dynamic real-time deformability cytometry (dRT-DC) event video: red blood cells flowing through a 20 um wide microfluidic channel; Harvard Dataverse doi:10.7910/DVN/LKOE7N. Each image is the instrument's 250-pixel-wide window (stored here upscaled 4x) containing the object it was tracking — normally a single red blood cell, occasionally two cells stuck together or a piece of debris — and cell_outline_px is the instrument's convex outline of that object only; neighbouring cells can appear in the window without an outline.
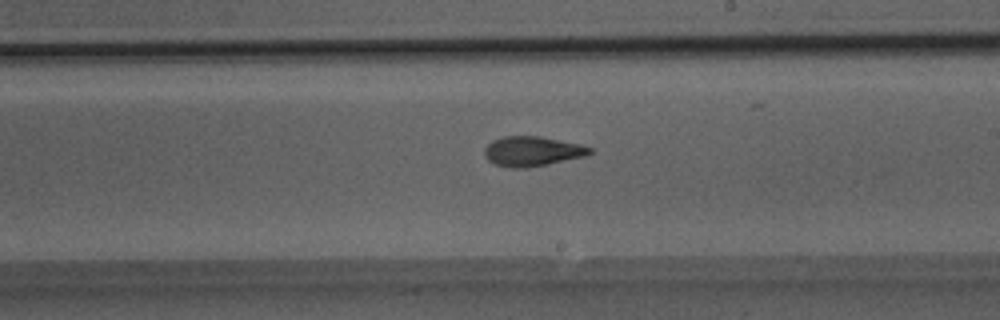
{"species": "Egyptian fruit bat (a non-hibernating species)", "species_latin": "Rousettus aegyptiacus", "temperature_condition": "room temperature", "stored_images_in_passage": 32, "camera_frame_rate_fps": 3000, "um_per_image_px": 0.085, "animal": {"sex": "male"}, "frame": {"image": 1, "passage_image": 15, "time_ms": 4.667, "image_size_px": [1000, 320], "cell_outline_px": [[592, 152], [584, 156], [548, 164], [528, 168], [512, 168], [496, 164], [488, 160], [484, 156], [484, 148], [492, 140], [504, 136], [540, 136], [580, 144], [592, 148]], "centroid_in_image_um": [45.21, 12.86], "position_along_channel_um": 243.8, "area_um2": 18.26}}
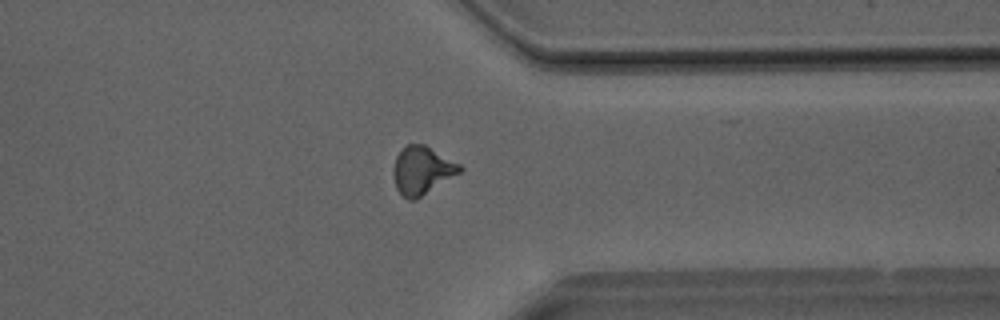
{"frame": {"image": 2, "passage_image": 23, "time_ms": 7.333, "image_size_px": [1000, 320], "cell_outline_px": [[464, 168], [460, 172], [416, 200], [408, 200], [396, 188], [392, 172], [396, 156], [408, 144], [424, 144], [460, 164]], "centroid_in_image_um": [35.86, 14.49], "position_along_channel_um": 375.5, "area_um2": 18.38}}
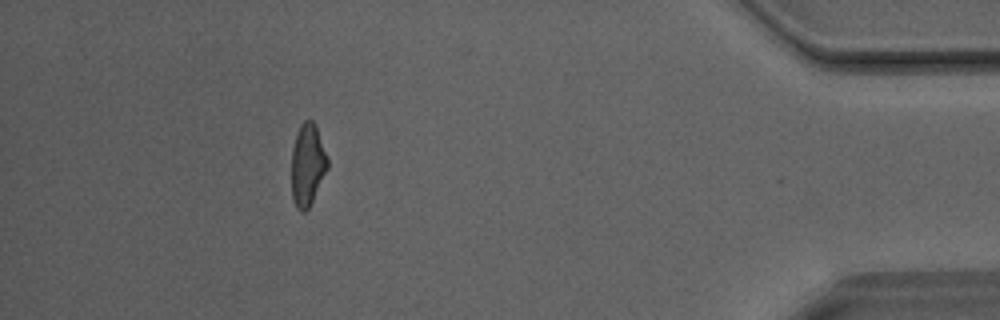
{"frame": {"image": 3, "passage_image": 28, "time_ms": 9.0, "image_size_px": [1000, 320], "cell_outline_px": [[328, 168], [308, 208], [304, 212], [300, 212], [296, 208], [292, 200], [292, 148], [300, 124], [304, 120], [312, 120], [316, 124], [328, 160]], "centroid_in_image_um": [26.13, 14.0], "position_along_channel_um": 409.1, "area_um2": 17.17}}